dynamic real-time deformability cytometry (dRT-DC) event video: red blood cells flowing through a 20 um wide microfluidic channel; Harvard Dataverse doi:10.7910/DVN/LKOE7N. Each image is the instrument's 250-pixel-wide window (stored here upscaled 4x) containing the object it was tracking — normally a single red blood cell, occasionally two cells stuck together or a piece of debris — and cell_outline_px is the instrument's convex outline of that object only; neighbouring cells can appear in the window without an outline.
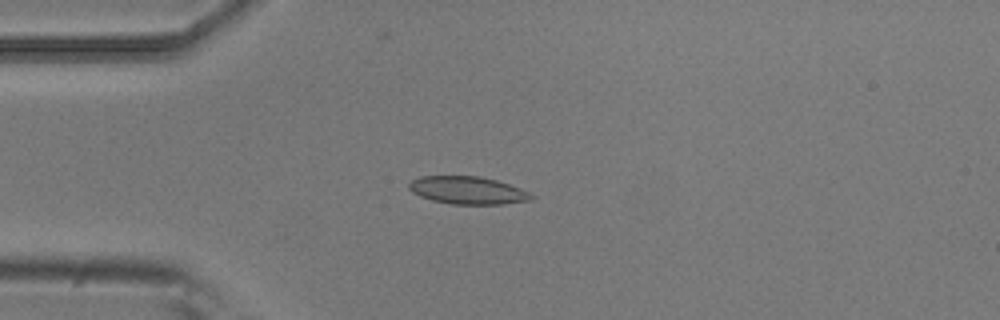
{"species": "common noctule bat (a hibernating species)", "species_latin": "Nyctalus noctula", "temperature_condition": "room temperature", "stored_images_in_passage": 3, "camera_frame_rate_fps": 3000, "um_per_image_px": 0.085, "animal": {"sex": "male", "body_mass_g": 20.5, "forearm_length_mm": 52.5}, "frame": {"image": 1, "passage_image": 3, "time_ms": 0.667, "image_size_px": [1000, 320], "cell_outline_px": [[536, 196], [532, 200], [500, 204], [452, 204], [432, 200], [420, 196], [412, 192], [408, 188], [408, 184], [412, 180], [420, 176], [480, 176], [496, 180], [520, 188]], "centroid_in_image_um": [39.75, 16.17], "position_along_channel_um": 45.3, "area_um2": 19.71}}